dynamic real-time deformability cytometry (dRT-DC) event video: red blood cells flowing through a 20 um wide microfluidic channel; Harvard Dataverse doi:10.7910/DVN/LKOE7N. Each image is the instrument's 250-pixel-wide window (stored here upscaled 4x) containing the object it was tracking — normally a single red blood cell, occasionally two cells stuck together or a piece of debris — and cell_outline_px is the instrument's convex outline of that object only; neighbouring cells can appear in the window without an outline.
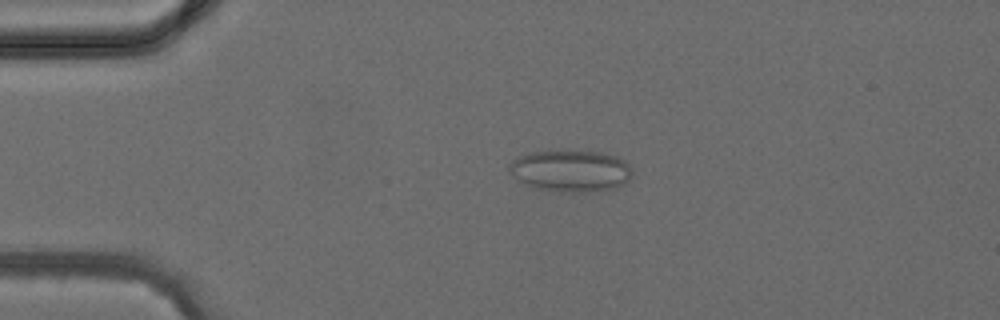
{"species": "common noctule bat (a hibernating species)", "species_latin": "Nyctalus noctula", "temperature_condition": "cold", "stored_images_in_passage": 3, "camera_frame_rate_fps": 3000, "um_per_image_px": 0.085, "animal": {"sex": "female", "body_mass_g": 24.6, "forearm_length_mm": 56.2}, "frame": {"image": 1, "passage_image": 2, "time_ms": 1.333, "image_size_px": [1000, 320], "cell_outline_px": [[632, 176], [624, 184], [616, 188], [588, 192], [568, 192], [540, 188], [524, 184], [512, 176], [508, 172], [508, 164], [516, 156], [532, 152], [564, 148], [600, 152], [620, 156], [632, 168]], "centroid_in_image_um": [48.51, 14.47], "position_along_channel_um": 36.5, "area_um2": 30.87}}